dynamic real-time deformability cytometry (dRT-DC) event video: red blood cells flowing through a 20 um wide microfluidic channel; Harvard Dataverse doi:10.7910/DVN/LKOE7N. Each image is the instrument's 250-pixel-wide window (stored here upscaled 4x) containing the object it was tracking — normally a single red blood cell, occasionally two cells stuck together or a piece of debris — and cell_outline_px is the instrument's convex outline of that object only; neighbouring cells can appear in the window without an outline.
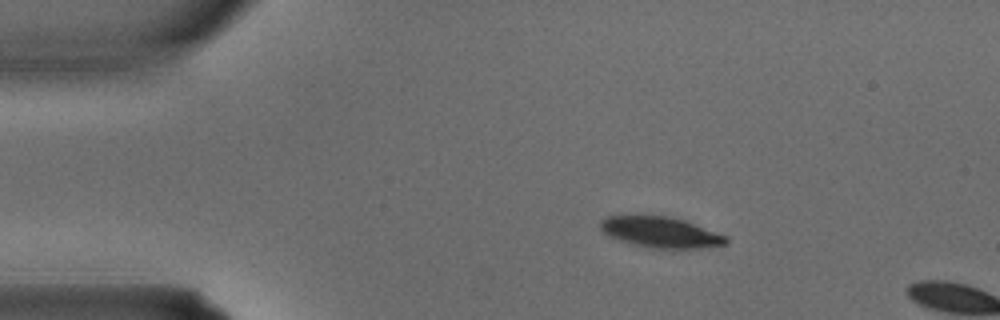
{"species": "common noctule bat (a hibernating species)", "species_latin": "Nyctalus noctula", "temperature_condition": "warm", "stored_images_in_passage": 2, "camera_frame_rate_fps": 3000, "um_per_image_px": 0.085, "animal": {"sex": "male", "body_mass_g": 15.6}, "frame": {"image": 1, "passage_image": 1, "time_ms": 0.0, "image_size_px": [1000, 320], "cell_outline_px": [[728, 244], [700, 248], [652, 248], [620, 240], [608, 236], [600, 228], [600, 220], [608, 216], [668, 216], [684, 220], [728, 236]], "centroid_in_image_um": [56.18, 19.74], "position_along_channel_um": 28.8, "area_um2": 22.31}}